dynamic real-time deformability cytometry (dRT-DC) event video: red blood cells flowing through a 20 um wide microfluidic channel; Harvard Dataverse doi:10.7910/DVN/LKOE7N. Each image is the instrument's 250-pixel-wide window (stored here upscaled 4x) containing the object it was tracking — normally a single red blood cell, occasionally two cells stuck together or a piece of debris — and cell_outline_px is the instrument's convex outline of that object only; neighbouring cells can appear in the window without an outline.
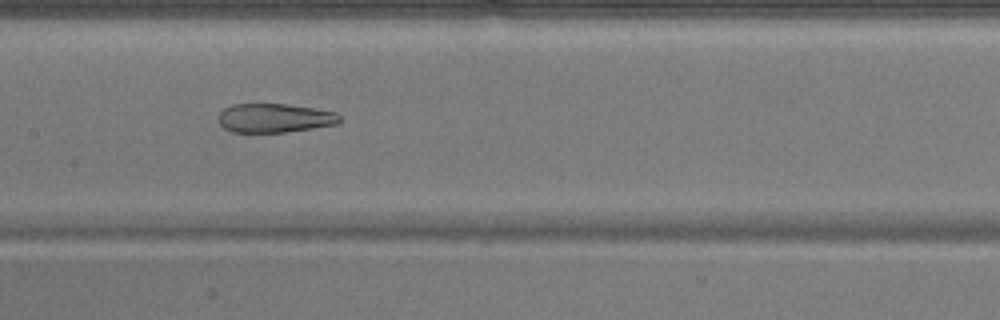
{"species": "common noctule bat (a hibernating species)", "species_latin": "Nyctalus noctula", "temperature_condition": "warm", "stored_images_in_passage": 47, "camera_frame_rate_fps": 3000, "um_per_image_px": 0.085, "animal": {"sex": "male", "body_mass_g": 17.9}, "frame": {"image": 1, "passage_image": 21, "time_ms": 6.667, "image_size_px": [1000, 320], "cell_outline_px": [[340, 120], [336, 124], [312, 128], [284, 132], [232, 132], [224, 128], [220, 124], [220, 112], [224, 108], [232, 104], [288, 104], [336, 112], [340, 116]], "centroid_in_image_um": [23.33, 10.03], "position_along_channel_um": 184.1, "area_um2": 20.29}}
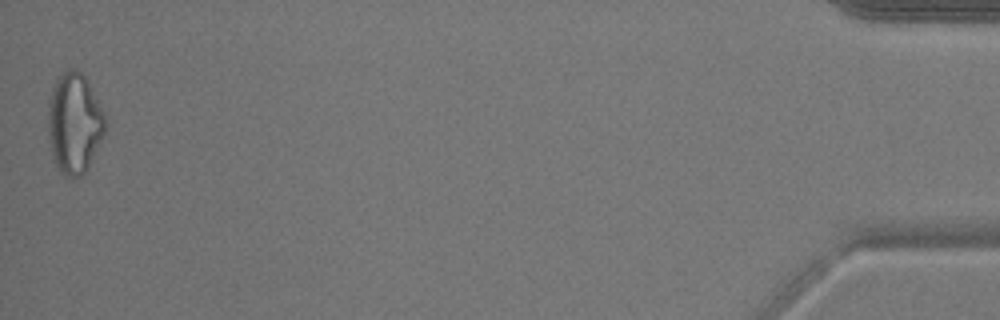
{"frame": {"image": 2, "passage_image": 47, "time_ms": 15.333, "image_size_px": [1000, 320], "cell_outline_px": [[104, 136], [84, 172], [80, 176], [72, 180], [64, 176], [60, 172], [56, 164], [52, 152], [48, 132], [48, 100], [52, 88], [56, 80], [68, 68], [76, 68], [84, 76], [104, 116]], "centroid_in_image_um": [6.28, 10.5], "position_along_channel_um": 428.9, "area_um2": 32.89}, "authors_computed_cell_mechanics": {"area_um2": 26.9348, "velocity_mm_per_s": 3.9136, "shape_relaxation_time_tau1_ms": null, "shape_relaxation_time_tau2_ms": 2.1438, "deformation_change_tau1": null, "deformation_change_tau2": 0.1088}}